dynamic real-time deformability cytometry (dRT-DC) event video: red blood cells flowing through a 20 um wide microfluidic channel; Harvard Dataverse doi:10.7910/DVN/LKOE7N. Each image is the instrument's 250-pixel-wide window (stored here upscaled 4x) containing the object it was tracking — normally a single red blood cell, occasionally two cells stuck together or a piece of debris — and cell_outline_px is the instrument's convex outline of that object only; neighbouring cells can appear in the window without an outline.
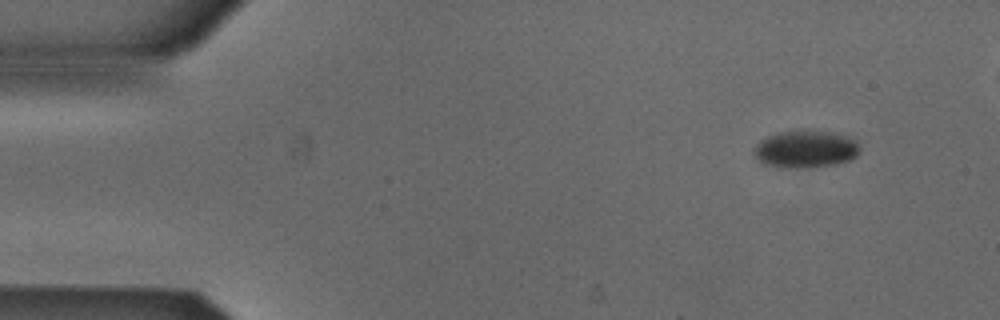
{"species": "Egyptian fruit bat (a non-hibernating species)", "species_latin": "Rousettus aegyptiacus", "temperature_condition": "cold", "stored_images_in_passage": 4, "camera_frame_rate_fps": 3000, "um_per_image_px": 0.085, "animal": {"sex": "male"}, "frame": {"image": 1, "passage_image": 1, "time_ms": 0.0, "image_size_px": [1000, 320], "cell_outline_px": [[860, 152], [852, 160], [836, 164], [816, 168], [776, 168], [764, 164], [756, 160], [752, 152], [756, 144], [760, 140], [768, 136], [780, 132], [804, 128], [836, 132], [856, 140], [860, 144]], "centroid_in_image_um": [68.48, 12.67], "position_along_channel_um": 16.5, "area_um2": 24.22}}